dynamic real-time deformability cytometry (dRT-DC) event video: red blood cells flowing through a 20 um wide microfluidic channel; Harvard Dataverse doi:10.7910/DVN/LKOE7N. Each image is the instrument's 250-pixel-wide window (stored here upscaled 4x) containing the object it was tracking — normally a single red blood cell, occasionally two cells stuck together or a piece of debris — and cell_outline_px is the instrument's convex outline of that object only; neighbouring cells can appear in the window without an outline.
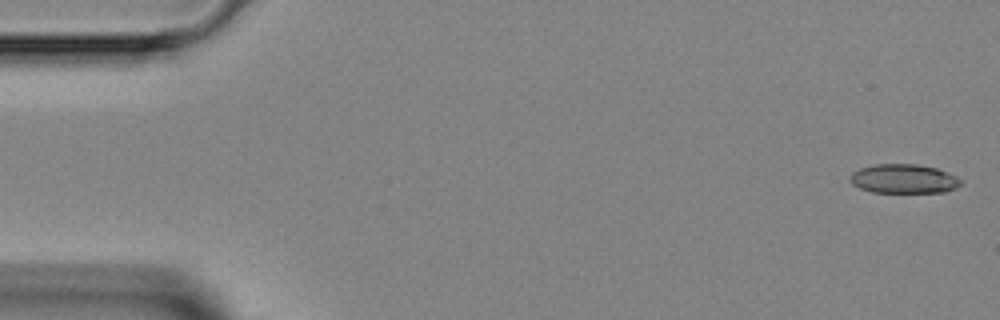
{"species": "Egyptian fruit bat (a non-hibernating species)", "species_latin": "Rousettus aegyptiacus", "temperature_condition": "room temperature", "stored_images_in_passage": 7, "camera_frame_rate_fps": 3000, "um_per_image_px": 0.085, "animal": {"sex": "female"}, "frame": {"image": 1, "passage_image": 1, "time_ms": 0.0, "image_size_px": [1000, 320], "cell_outline_px": [[960, 184], [956, 188], [944, 192], [872, 192], [860, 188], [852, 184], [848, 180], [848, 176], [852, 172], [860, 168], [872, 164], [916, 164], [936, 168], [956, 176], [960, 180]], "centroid_in_image_um": [76.76, 15.19], "position_along_channel_um": 8.2, "area_um2": 18.84}}
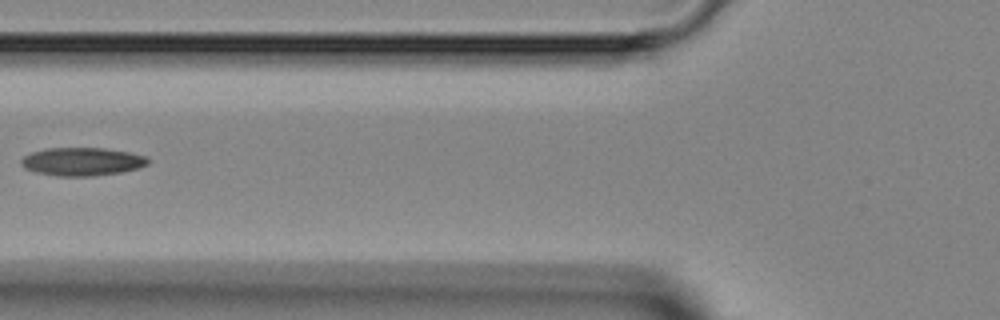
{"frame": {"image": 2, "passage_image": 6, "time_ms": 5.667, "image_size_px": [1000, 320], "cell_outline_px": [[148, 164], [140, 168], [120, 172], [92, 176], [56, 176], [36, 172], [24, 168], [20, 164], [20, 160], [24, 156], [32, 152], [48, 148], [104, 148], [128, 152], [148, 156]], "centroid_in_image_um": [6.98, 13.74], "position_along_channel_um": 118.8, "area_um2": 20.87}}
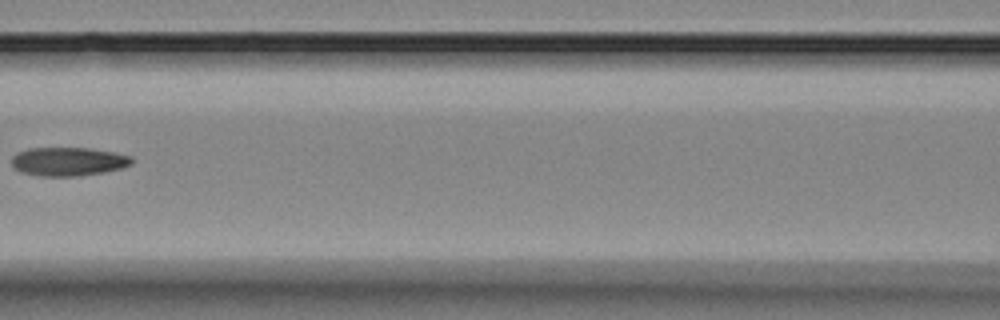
{"frame": {"image": 3, "passage_image": 7, "time_ms": 6.667, "image_size_px": [1000, 320], "cell_outline_px": [[132, 164], [124, 168], [104, 172], [76, 176], [40, 176], [20, 172], [12, 164], [12, 156], [16, 152], [28, 148], [88, 148], [112, 152], [132, 156]], "centroid_in_image_um": [5.8, 13.73], "position_along_channel_um": 160.8, "area_um2": 20.11}}